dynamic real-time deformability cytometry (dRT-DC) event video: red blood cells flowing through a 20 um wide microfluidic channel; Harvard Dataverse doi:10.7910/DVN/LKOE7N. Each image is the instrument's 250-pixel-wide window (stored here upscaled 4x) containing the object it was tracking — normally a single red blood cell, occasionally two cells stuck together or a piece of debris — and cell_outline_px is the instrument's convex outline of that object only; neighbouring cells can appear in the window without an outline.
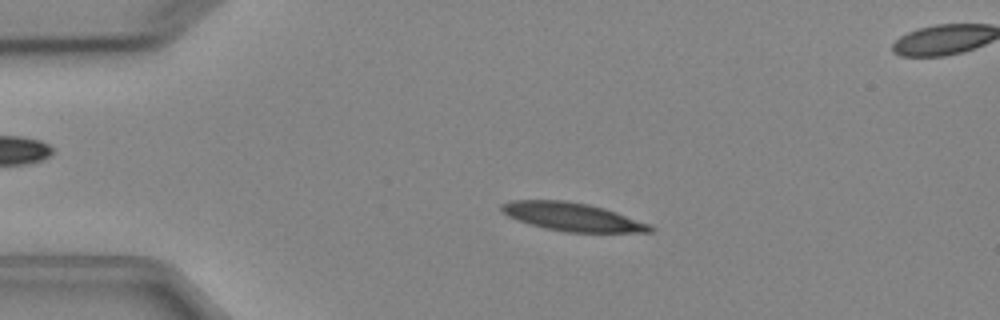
{"species": "Egyptian fruit bat (a non-hibernating species)", "species_latin": "Rousettus aegyptiacus", "temperature_condition": "cold", "stored_images_in_passage": 4, "segment_of_instrument_passage": [1, 2], "camera_frame_rate_fps": 3000, "um_per_image_px": 0.085, "animal": {"sex": "female"}, "frame": {"image": 1, "passage_image": 2, "time_ms": 1.333, "image_size_px": [1000, 320], "cell_outline_px": [[656, 228], [652, 232], [564, 232], [544, 228], [516, 220], [508, 216], [500, 208], [500, 204], [512, 200], [564, 200], [588, 204], [604, 208], [616, 212], [648, 224]], "centroid_in_image_um": [48.61, 18.43], "position_along_channel_um": 36.4, "area_um2": 24.39}}